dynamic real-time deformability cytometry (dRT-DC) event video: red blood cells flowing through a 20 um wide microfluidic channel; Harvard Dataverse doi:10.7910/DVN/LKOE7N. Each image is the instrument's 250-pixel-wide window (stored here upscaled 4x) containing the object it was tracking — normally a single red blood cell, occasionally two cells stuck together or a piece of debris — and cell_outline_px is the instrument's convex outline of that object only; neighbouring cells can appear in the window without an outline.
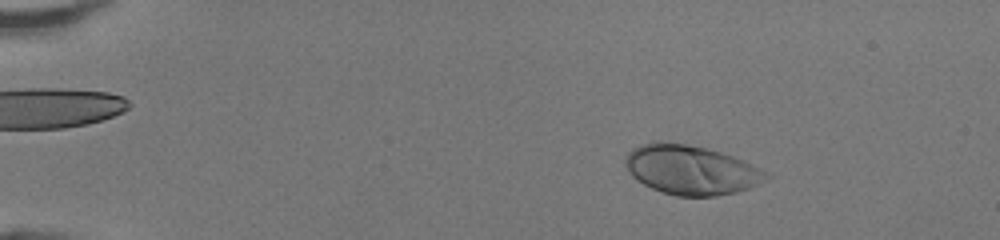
{"species": "human", "species_latin": "Homo sapiens", "temperature_condition": "room temperature", "stored_images_in_passage": 49, "camera_frame_rate_fps": 3000, "um_per_image_px": 0.085, "donor": {"sex": "female"}, "frame": {"image": 1, "passage_image": 9, "time_ms": 2.667, "image_size_px": [1000, 240], "cell_outline_px": [[772, 176], [768, 180], [748, 188], [736, 192], [716, 196], [676, 196], [652, 188], [636, 180], [628, 172], [624, 164], [624, 156], [632, 148], [640, 144], [656, 140], [688, 144], [720, 152], [744, 160], [768, 172]], "centroid_in_image_um": [58.72, 14.43], "position_along_channel_um": 26.3, "area_um2": 40.92}}
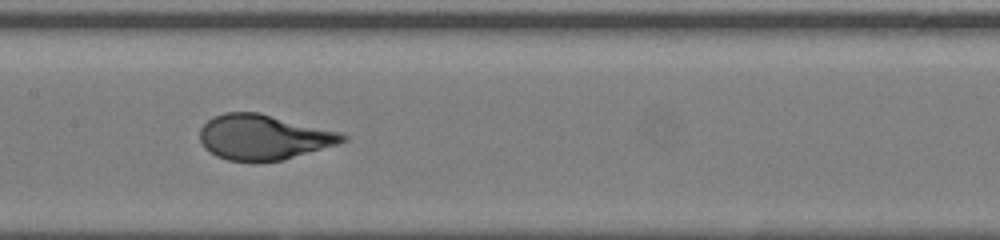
{"frame": {"image": 2, "passage_image": 27, "time_ms": 8.667, "image_size_px": [1000, 240], "cell_outline_px": [[348, 140], [336, 144], [284, 160], [228, 160], [216, 156], [204, 148], [200, 140], [200, 128], [212, 116], [224, 112], [260, 112], [340, 132], [348, 136]], "centroid_in_image_um": [22.38, 11.63], "position_along_channel_um": 185.0, "area_um2": 37.34}}
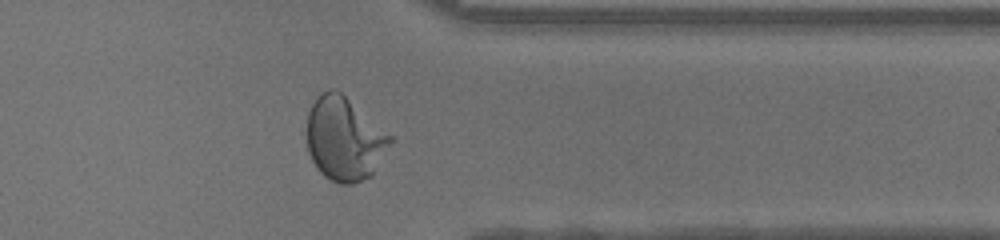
{"frame": {"image": 3, "passage_image": 41, "time_ms": 13.333, "image_size_px": [1000, 240], "cell_outline_px": [[392, 140], [372, 176], [352, 184], [340, 184], [324, 176], [316, 168], [308, 152], [308, 112], [312, 104], [328, 88], [336, 88], [392, 136]], "centroid_in_image_um": [29.27, 11.82], "position_along_channel_um": 382.1, "area_um2": 40.17}, "authors_computed_cell_mechanics": {"area_um2": 38.437, "velocity_mm_per_s": 4.2964, "shape_relaxation_time_tau1_ms": 3.8619, "shape_relaxation_time_tau2_ms": null, "deformation_change_tau1": 0.2519, "deformation_change_tau2": null}}